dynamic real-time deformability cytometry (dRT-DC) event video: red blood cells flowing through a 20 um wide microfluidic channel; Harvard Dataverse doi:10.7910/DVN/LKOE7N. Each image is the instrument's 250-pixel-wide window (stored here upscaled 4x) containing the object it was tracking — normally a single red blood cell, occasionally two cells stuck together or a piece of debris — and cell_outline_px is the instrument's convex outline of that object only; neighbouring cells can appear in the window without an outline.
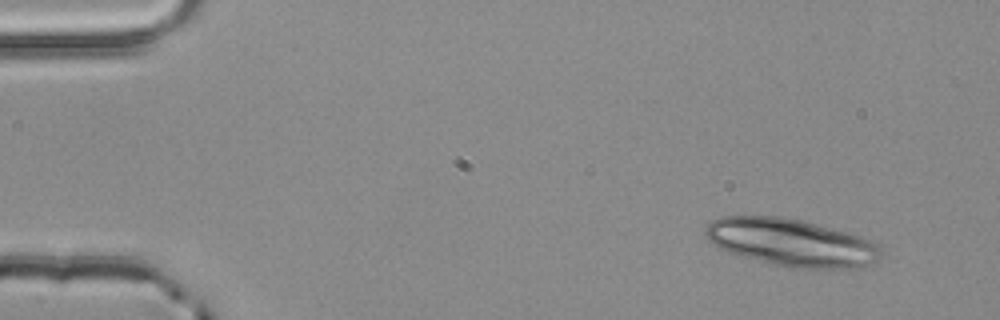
{"species": "common noctule bat (a hibernating species)", "species_latin": "Nyctalus noctula", "temperature_condition": "room temperature", "stored_images_in_passage": 3, "camera_frame_rate_fps": 3000, "um_per_image_px": 0.085, "animal": {"sex": "male", "body_mass_g": 20.4}, "frame": {"image": 1, "passage_image": 1, "time_ms": 0.0, "image_size_px": [1000, 320], "cell_outline_px": [[880, 256], [876, 260], [856, 268], [800, 268], [772, 264], [728, 252], [720, 248], [708, 240], [704, 236], [704, 228], [712, 220], [720, 216], [784, 216], [804, 220], [848, 232], [872, 240], [880, 244]], "centroid_in_image_um": [67.23, 20.59], "position_along_channel_um": 17.8, "area_um2": 48.67}}